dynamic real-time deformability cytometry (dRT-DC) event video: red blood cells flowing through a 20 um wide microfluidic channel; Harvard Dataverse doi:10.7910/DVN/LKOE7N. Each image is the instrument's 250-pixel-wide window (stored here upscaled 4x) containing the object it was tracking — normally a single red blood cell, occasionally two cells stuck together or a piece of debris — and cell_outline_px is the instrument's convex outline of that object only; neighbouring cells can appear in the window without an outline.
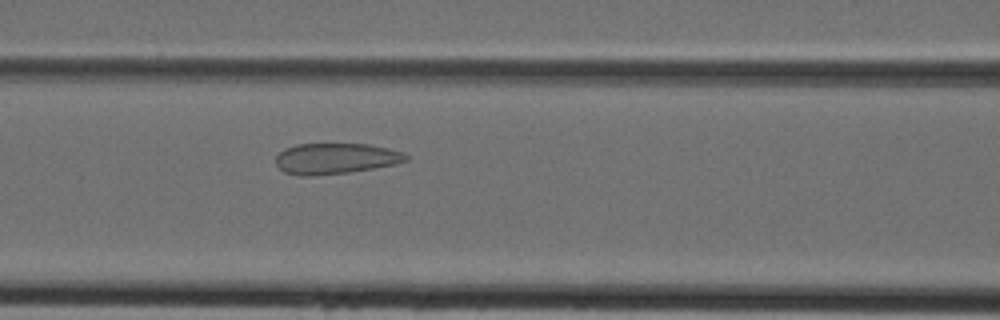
{"species": "Egyptian fruit bat (a non-hibernating species)", "species_latin": "Rousettus aegyptiacus", "temperature_condition": "cold", "stored_images_in_passage": 36, "camera_frame_rate_fps": 3000, "um_per_image_px": 0.085, "animal": {"sex": "female"}, "frame": {"image": 1, "passage_image": 11, "time_ms": 3.333, "image_size_px": [1000, 320], "cell_outline_px": [[408, 160], [396, 164], [348, 172], [312, 176], [300, 176], [284, 172], [276, 164], [276, 156], [284, 148], [296, 144], [368, 144], [388, 148], [404, 152], [408, 156]], "centroid_in_image_um": [28.51, 13.47], "position_along_channel_um": 138.1, "area_um2": 23.41}}
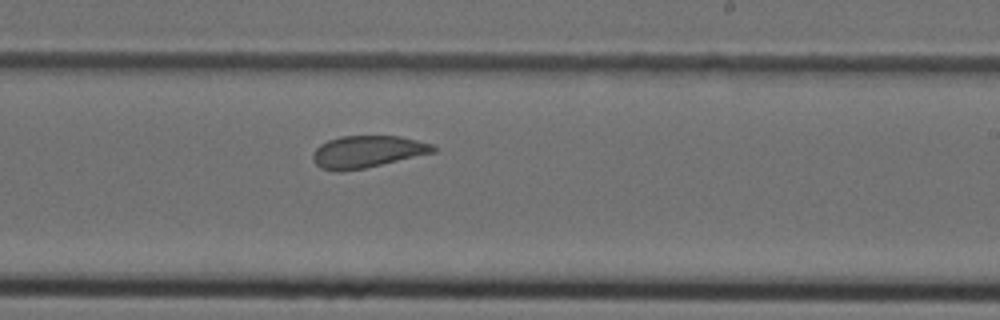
{"frame": {"image": 2, "passage_image": 19, "time_ms": 6.0, "image_size_px": [1000, 320], "cell_outline_px": [[436, 152], [364, 168], [340, 172], [336, 172], [320, 168], [312, 160], [312, 152], [320, 144], [328, 140], [340, 136], [400, 136], [432, 144], [436, 148]], "centroid_in_image_um": [31.17, 12.9], "position_along_channel_um": 257.8, "area_um2": 22.54}}
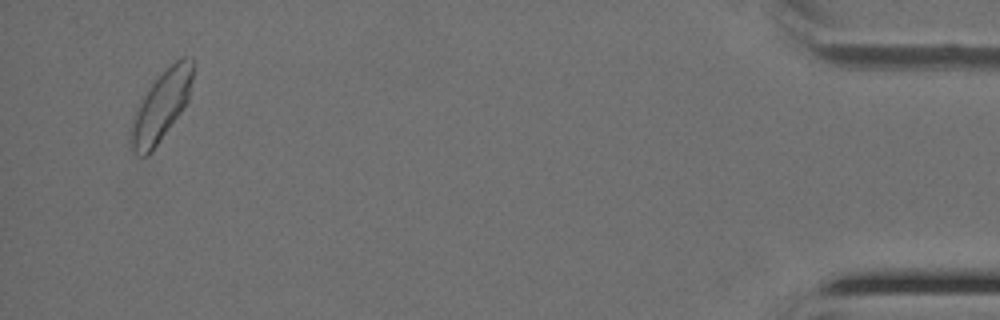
{"frame": {"image": 3, "passage_image": 35, "time_ms": 11.333, "image_size_px": [1000, 320], "cell_outline_px": [[192, 80], [188, 100], [180, 112], [152, 152], [148, 156], [136, 156], [132, 152], [128, 144], [128, 140], [132, 116], [148, 88], [176, 60], [184, 56], [192, 56]], "centroid_in_image_um": [13.64, 9.1], "position_along_channel_um": 421.6, "area_um2": 25.09}}